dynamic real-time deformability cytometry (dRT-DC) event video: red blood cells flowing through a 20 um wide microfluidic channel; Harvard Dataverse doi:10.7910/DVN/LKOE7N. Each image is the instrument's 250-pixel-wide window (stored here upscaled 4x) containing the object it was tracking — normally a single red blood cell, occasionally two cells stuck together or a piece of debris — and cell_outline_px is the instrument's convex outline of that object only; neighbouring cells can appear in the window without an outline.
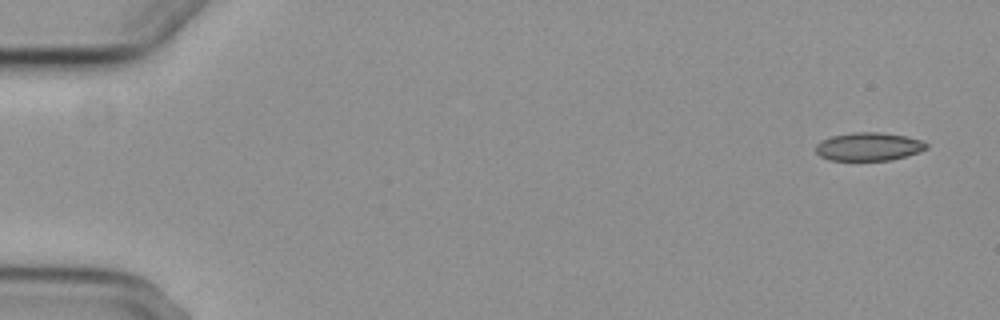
{"species": "common noctule bat (a hibernating species)", "species_latin": "Nyctalus noctula", "temperature_condition": "cold", "stored_images_in_passage": 4, "camera_frame_rate_fps": 3000, "um_per_image_px": 0.085, "animal": {"sex": "female", "body_mass_g": 29.2, "forearm_length_mm": 56.3}, "frame": {"image": 1, "passage_image": 1, "time_ms": 0.0, "image_size_px": [1000, 320], "cell_outline_px": [[928, 148], [920, 152], [892, 160], [832, 160], [820, 156], [816, 152], [816, 144], [820, 140], [832, 136], [852, 132], [880, 132], [904, 136], [924, 140], [928, 144]], "centroid_in_image_um": [73.86, 12.46], "position_along_channel_um": 11.1, "area_um2": 18.32}}
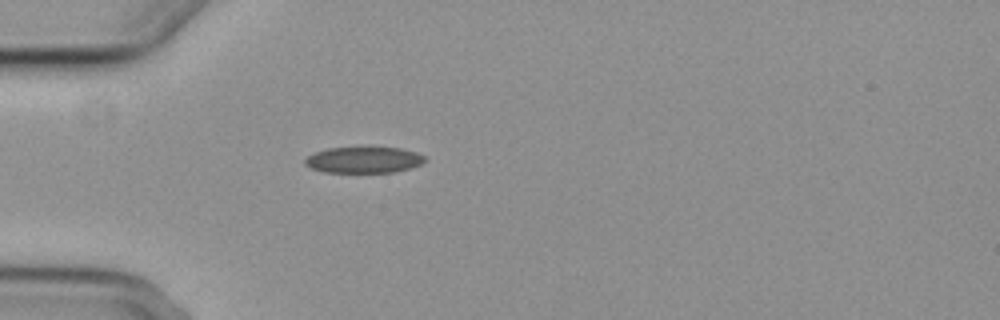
{"frame": {"image": 2, "passage_image": 4, "time_ms": 4.667, "image_size_px": [1000, 320], "cell_outline_px": [[428, 160], [412, 168], [396, 172], [324, 172], [312, 168], [304, 164], [304, 160], [308, 156], [316, 152], [328, 148], [368, 144], [372, 144], [400, 148], [416, 152], [424, 156]], "centroid_in_image_um": [30.96, 13.53], "position_along_channel_um": 54.0, "area_um2": 19.25}}